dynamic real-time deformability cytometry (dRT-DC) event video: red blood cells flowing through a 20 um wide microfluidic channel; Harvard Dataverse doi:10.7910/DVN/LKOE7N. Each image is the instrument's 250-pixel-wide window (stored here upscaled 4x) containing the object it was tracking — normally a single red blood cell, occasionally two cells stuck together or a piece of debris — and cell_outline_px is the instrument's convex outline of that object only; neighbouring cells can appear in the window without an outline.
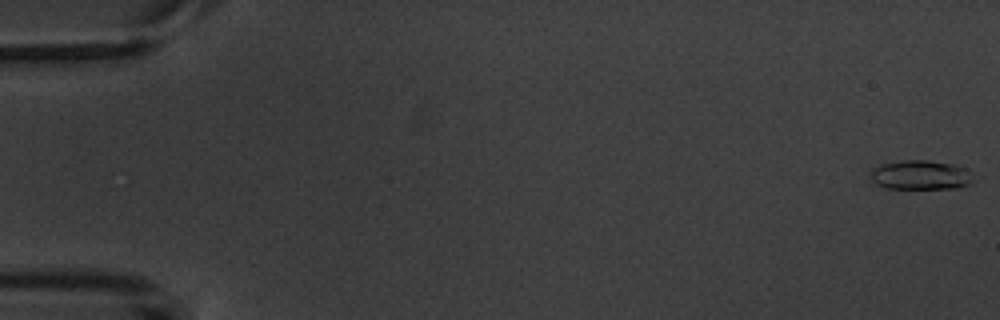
{"species": "common noctule bat (a hibernating species)", "species_latin": "Nyctalus noctula", "temperature_condition": "warm", "stored_images_in_passage": 8, "camera_frame_rate_fps": 3000, "um_per_image_px": 0.085, "animal": {"sex": "male", "body_mass_g": 20.1, "forearm_length_mm": 53.5}, "frame": {"image": 1, "passage_image": 1, "time_ms": 0.0, "image_size_px": [1000, 320], "cell_outline_px": [[972, 184], [960, 188], [888, 188], [876, 184], [868, 176], [880, 164], [904, 160], [928, 160], [956, 164], [968, 168], [972, 180]], "centroid_in_image_um": [78.3, 14.87], "position_along_channel_um": 6.7, "area_um2": 17.69}}
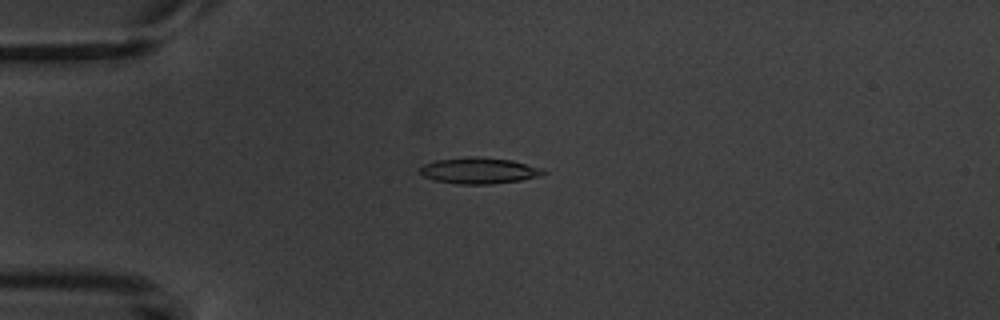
{"frame": {"image": 2, "passage_image": 5, "time_ms": 4.667, "image_size_px": [1000, 320], "cell_outline_px": [[548, 172], [540, 176], [520, 180], [492, 184], [460, 184], [432, 180], [424, 176], [420, 172], [420, 168], [424, 164], [436, 160], [468, 156], [476, 156], [512, 160], [540, 168]], "centroid_in_image_um": [40.7, 14.5], "position_along_channel_um": 44.3, "area_um2": 18.79}}
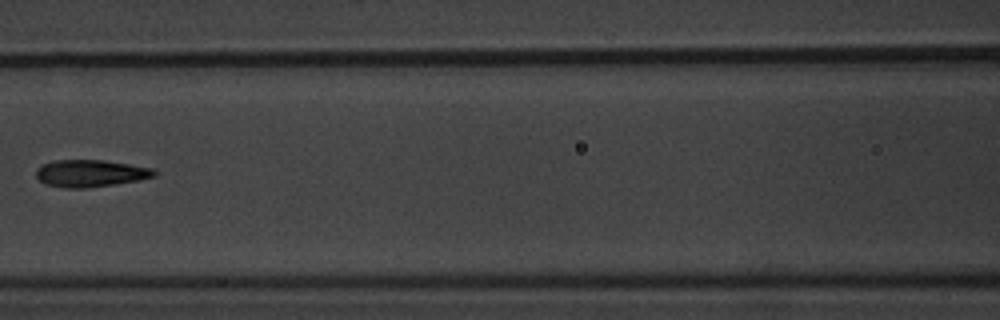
{"frame": {"image": 3, "passage_image": 8, "time_ms": 8.333, "image_size_px": [1000, 320], "cell_outline_px": [[156, 176], [140, 180], [88, 188], [64, 188], [44, 184], [36, 176], [36, 168], [40, 164], [56, 160], [104, 160], [152, 168], [156, 172]], "centroid_in_image_um": [7.65, 14.73], "position_along_channel_um": 158.9, "area_um2": 18.79}}